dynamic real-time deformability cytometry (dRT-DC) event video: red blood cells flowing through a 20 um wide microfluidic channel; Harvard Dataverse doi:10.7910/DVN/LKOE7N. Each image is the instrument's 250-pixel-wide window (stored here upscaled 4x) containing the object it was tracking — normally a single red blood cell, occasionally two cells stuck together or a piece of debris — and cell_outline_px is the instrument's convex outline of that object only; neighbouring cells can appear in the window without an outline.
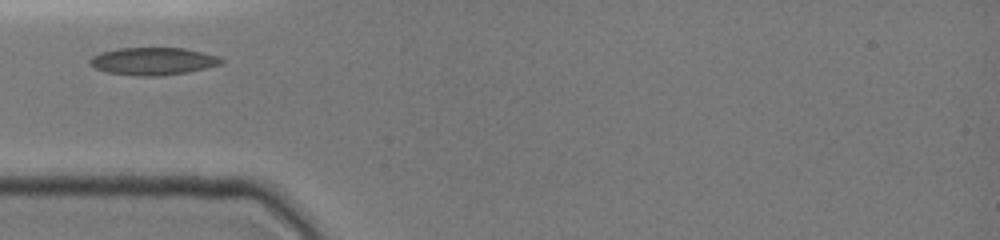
{"species": "common noctule bat (a hibernating species)", "species_latin": "Nyctalus noctula", "temperature_condition": "cold", "stored_images_in_passage": 3, "camera_frame_rate_fps": 3000, "um_per_image_px": 0.085, "animal": {"sex": "female", "body_mass_g": 19.0, "forearm_length_mm": 51.5}, "frame": {"image": 1, "passage_image": 1, "time_ms": 0.0, "image_size_px": [1000, 240], "cell_outline_px": [[224, 64], [188, 72], [156, 76], [136, 76], [108, 72], [96, 68], [88, 64], [88, 60], [92, 56], [104, 52], [120, 48], [184, 48], [216, 56], [224, 60]], "centroid_in_image_um": [13.01, 5.21], "position_along_channel_um": 72.0, "area_um2": 20.92}}
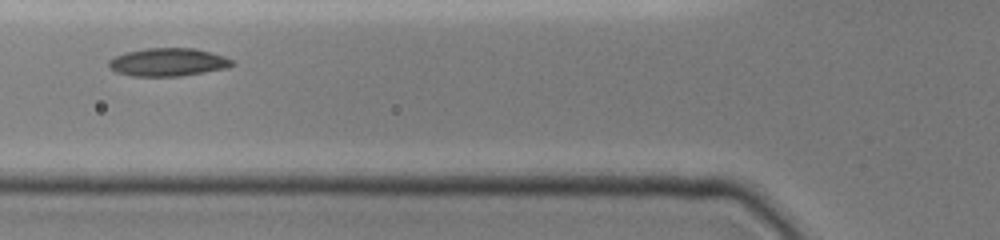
{"frame": {"image": 2, "passage_image": 2, "time_ms": 1.0, "image_size_px": [1000, 240], "cell_outline_px": [[236, 64], [228, 68], [180, 76], [132, 76], [116, 72], [108, 68], [108, 60], [124, 52], [148, 48], [196, 48], [224, 56], [232, 60]], "centroid_in_image_um": [14.27, 5.28], "position_along_channel_um": 111.5, "area_um2": 20.29}}
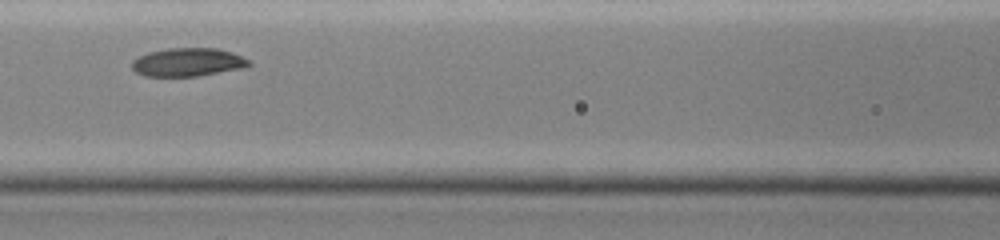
{"frame": {"image": 3, "passage_image": 3, "time_ms": 2.0, "image_size_px": [1000, 240], "cell_outline_px": [[252, 64], [244, 68], [196, 76], [144, 76], [136, 72], [132, 68], [132, 60], [148, 52], [168, 48], [216, 48], [232, 52], [248, 60]], "centroid_in_image_um": [15.95, 5.28], "position_along_channel_um": 150.6, "area_um2": 19.25}}